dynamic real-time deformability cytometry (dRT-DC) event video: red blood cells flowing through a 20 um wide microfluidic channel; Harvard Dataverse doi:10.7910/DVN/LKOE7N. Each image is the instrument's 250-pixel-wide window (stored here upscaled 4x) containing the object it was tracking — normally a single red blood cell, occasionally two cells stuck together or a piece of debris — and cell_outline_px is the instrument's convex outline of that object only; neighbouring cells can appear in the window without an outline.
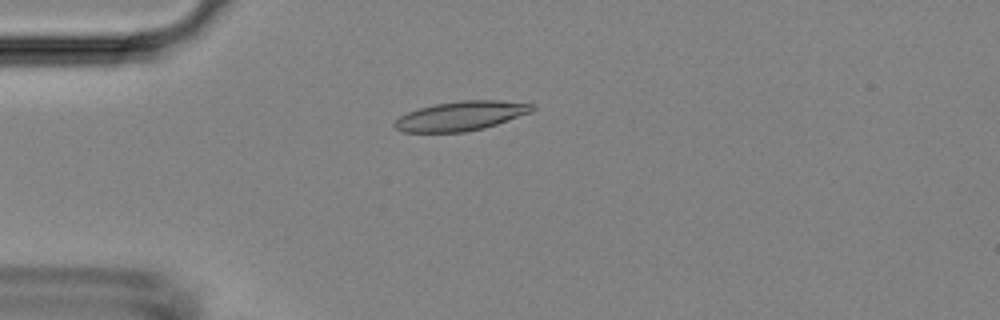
{"species": "Egyptian fruit bat (a non-hibernating species)", "species_latin": "Rousettus aegyptiacus", "temperature_condition": "room temperature", "stored_images_in_passage": 5, "camera_frame_rate_fps": 3000, "um_per_image_px": 0.085, "animal": {"sex": "female"}, "frame": {"image": 1, "passage_image": 3, "time_ms": 3.667, "image_size_px": [1000, 320], "cell_outline_px": [[536, 108], [532, 112], [484, 128], [464, 132], [400, 132], [392, 124], [400, 116], [408, 112], [420, 108], [436, 104], [460, 100], [500, 100], [536, 104]], "centroid_in_image_um": [39.21, 9.85], "position_along_channel_um": 45.8, "area_um2": 23.58}}
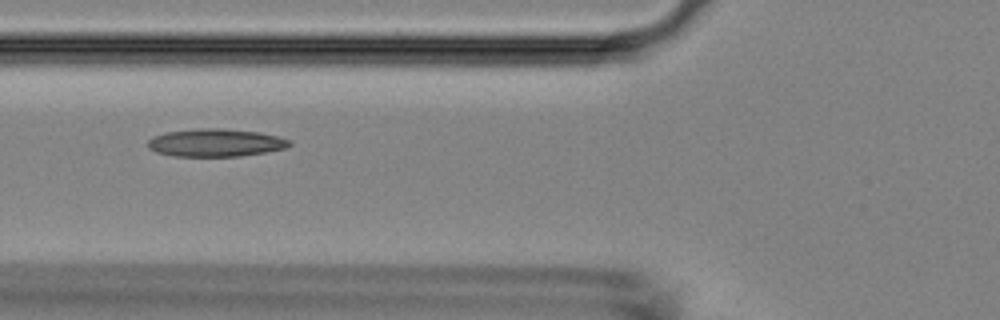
{"frame": {"image": 2, "passage_image": 5, "time_ms": 5.667, "image_size_px": [1000, 320], "cell_outline_px": [[292, 144], [284, 148], [264, 152], [240, 156], [172, 156], [156, 152], [148, 148], [148, 140], [152, 136], [164, 132], [200, 128], [224, 128], [260, 132], [292, 140]], "centroid_in_image_um": [18.3, 12.12], "position_along_channel_um": 107.5, "area_um2": 23.06}}